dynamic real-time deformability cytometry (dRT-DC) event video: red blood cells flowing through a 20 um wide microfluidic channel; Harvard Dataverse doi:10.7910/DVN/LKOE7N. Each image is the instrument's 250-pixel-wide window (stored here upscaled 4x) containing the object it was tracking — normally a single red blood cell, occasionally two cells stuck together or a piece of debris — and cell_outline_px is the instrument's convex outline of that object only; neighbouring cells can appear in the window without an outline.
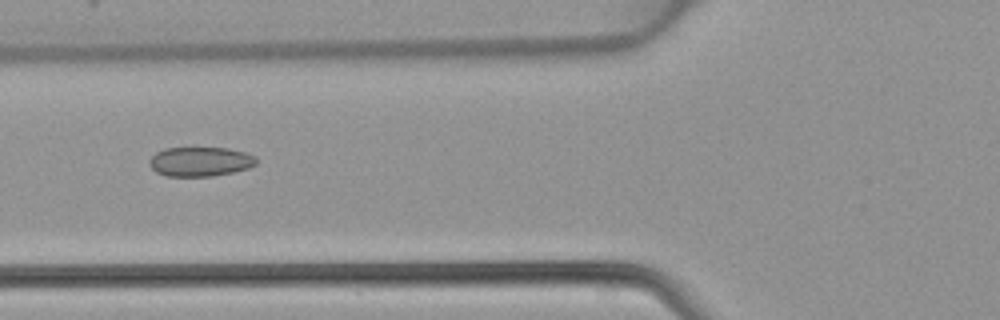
{"species": "common noctule bat (a hibernating species)", "species_latin": "Nyctalus noctula", "temperature_condition": "warm", "stored_images_in_passage": 36, "camera_frame_rate_fps": 3000, "um_per_image_px": 0.085, "animal": {"sex": "female", "body_mass_g": 22.7, "forearm_length_mm": 54.2}, "frame": {"image": 1, "passage_image": 7, "time_ms": 2.0, "image_size_px": [1000, 320], "cell_outline_px": [[256, 164], [248, 168], [232, 172], [212, 176], [164, 176], [156, 172], [148, 164], [148, 160], [156, 152], [164, 148], [228, 148], [244, 152], [256, 156]], "centroid_in_image_um": [16.99, 13.73], "position_along_channel_um": 108.8, "area_um2": 18.38}}
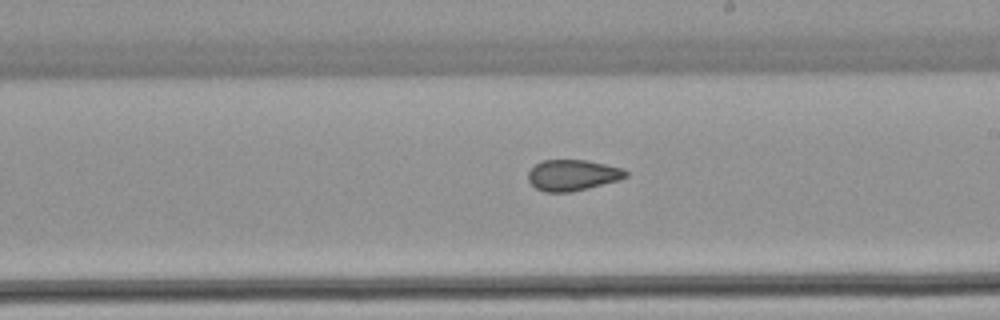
{"frame": {"image": 2, "passage_image": 16, "time_ms": 5.0, "image_size_px": [1000, 320], "cell_outline_px": [[628, 176], [620, 180], [572, 192], [544, 192], [536, 188], [528, 180], [528, 172], [536, 164], [544, 160], [588, 160], [624, 168], [628, 172]], "centroid_in_image_um": [48.71, 14.89], "position_along_channel_um": 240.3, "area_um2": 17.74}}
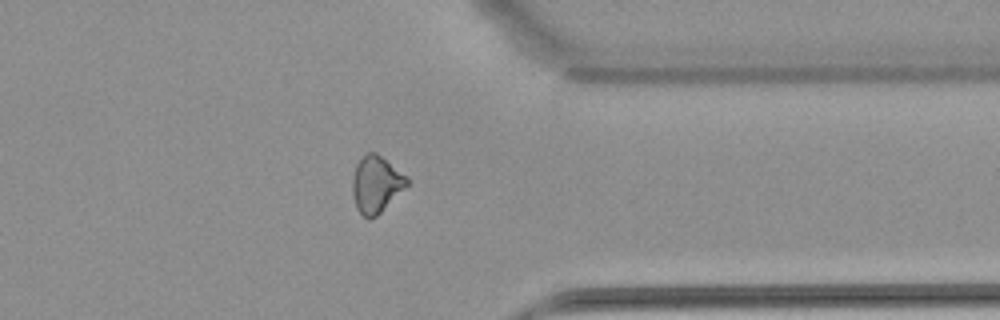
{"frame": {"image": 3, "passage_image": 26, "time_ms": 8.333, "image_size_px": [1000, 320], "cell_outline_px": [[408, 184], [376, 216], [368, 220], [356, 208], [352, 192], [352, 176], [356, 164], [368, 152], [376, 152], [408, 176]], "centroid_in_image_um": [31.95, 15.65], "position_along_channel_um": 379.4, "area_um2": 17.86}}